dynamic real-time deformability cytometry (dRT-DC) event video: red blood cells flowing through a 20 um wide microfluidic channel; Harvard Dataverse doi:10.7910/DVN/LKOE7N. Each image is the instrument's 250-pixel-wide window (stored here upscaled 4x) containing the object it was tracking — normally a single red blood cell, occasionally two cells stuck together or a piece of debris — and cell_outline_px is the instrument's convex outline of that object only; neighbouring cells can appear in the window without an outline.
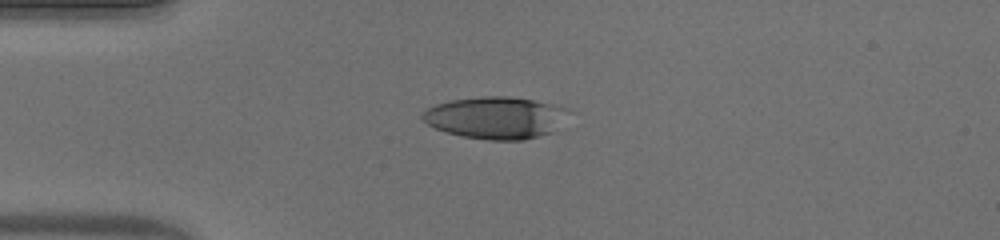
{"species": "human", "species_latin": "Homo sapiens", "temperature_condition": "warm", "stored_images_in_passage": 40, "camera_frame_rate_fps": 3000, "um_per_image_px": 0.085, "donor": {"sex": "male"}, "frame": {"image": 1, "passage_image": 1, "time_ms": 0.0, "image_size_px": [1000, 240], "cell_outline_px": [[568, 112], [552, 132], [540, 136], [524, 140], [488, 140], [464, 136], [448, 132], [436, 128], [428, 124], [420, 116], [428, 108], [436, 104], [448, 100], [480, 96], [508, 96], [532, 100], [552, 104], [568, 108]], "centroid_in_image_um": [42.11, 9.99], "position_along_channel_um": 42.9, "area_um2": 35.49}}
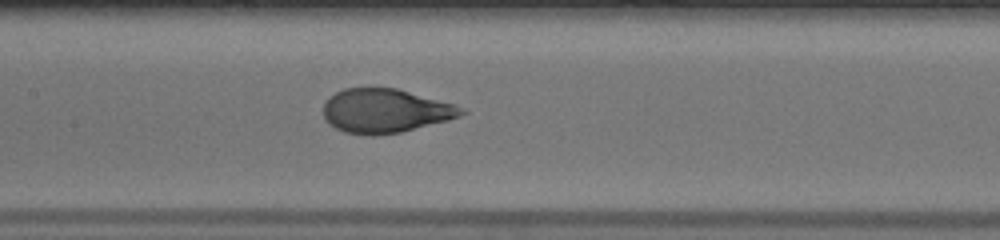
{"frame": {"image": 2, "passage_image": 13, "time_ms": 4.0, "image_size_px": [1000, 240], "cell_outline_px": [[468, 112], [460, 116], [448, 120], [400, 132], [372, 136], [368, 136], [344, 132], [328, 124], [324, 116], [324, 100], [336, 92], [344, 88], [396, 88], [452, 104]], "centroid_in_image_um": [32.69, 9.43], "position_along_channel_um": 174.7, "area_um2": 35.14}}
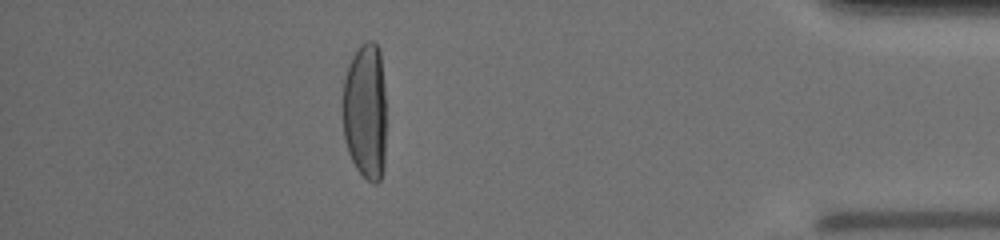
{"frame": {"image": 3, "passage_image": 34, "time_ms": 11.0, "image_size_px": [1000, 240], "cell_outline_px": [[384, 168], [380, 180], [376, 184], [372, 184], [356, 168], [348, 152], [344, 136], [344, 76], [352, 56], [360, 44], [368, 40], [372, 40], [380, 48], [384, 84]], "centroid_in_image_um": [31.06, 9.44], "position_along_channel_um": 404.1, "area_um2": 34.62}, "authors_computed_cell_mechanics": {"area_um2": 35.836, "velocity_mm_per_s": 3.91, "shape_relaxation_time_tau1_ms": 5.1204, "shape_relaxation_time_tau2_ms": null, "deformation_change_tau1": 0.2671, "deformation_change_tau2": null}}